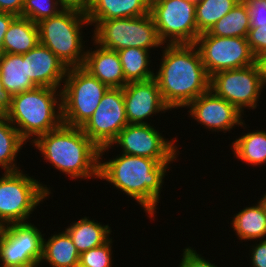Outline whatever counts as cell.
Wrapping results in <instances>:
<instances>
[{
    "instance_id": "6da1fadb",
    "label": "cell",
    "mask_w": 266,
    "mask_h": 267,
    "mask_svg": "<svg viewBox=\"0 0 266 267\" xmlns=\"http://www.w3.org/2000/svg\"><path fill=\"white\" fill-rule=\"evenodd\" d=\"M154 75L164 103L171 109L186 108L210 90V76L195 44L164 45Z\"/></svg>"
},
{
    "instance_id": "7a4b0ae2",
    "label": "cell",
    "mask_w": 266,
    "mask_h": 267,
    "mask_svg": "<svg viewBox=\"0 0 266 267\" xmlns=\"http://www.w3.org/2000/svg\"><path fill=\"white\" fill-rule=\"evenodd\" d=\"M103 160L100 158L99 179L136 200L148 214L147 217L154 219L164 178L170 170V164L176 160H154L123 153L113 159Z\"/></svg>"
},
{
    "instance_id": "3957f363",
    "label": "cell",
    "mask_w": 266,
    "mask_h": 267,
    "mask_svg": "<svg viewBox=\"0 0 266 267\" xmlns=\"http://www.w3.org/2000/svg\"><path fill=\"white\" fill-rule=\"evenodd\" d=\"M31 145L39 150L45 162L70 179L99 178L100 149L81 127L62 123L58 128L35 138Z\"/></svg>"
},
{
    "instance_id": "277c9868",
    "label": "cell",
    "mask_w": 266,
    "mask_h": 267,
    "mask_svg": "<svg viewBox=\"0 0 266 267\" xmlns=\"http://www.w3.org/2000/svg\"><path fill=\"white\" fill-rule=\"evenodd\" d=\"M7 119L29 143L62 123L61 89L35 87L10 97Z\"/></svg>"
},
{
    "instance_id": "5b68a950",
    "label": "cell",
    "mask_w": 266,
    "mask_h": 267,
    "mask_svg": "<svg viewBox=\"0 0 266 267\" xmlns=\"http://www.w3.org/2000/svg\"><path fill=\"white\" fill-rule=\"evenodd\" d=\"M37 25L40 44L49 48L67 68L83 66L87 46L82 29L90 25L84 8L66 6Z\"/></svg>"
},
{
    "instance_id": "8992f818",
    "label": "cell",
    "mask_w": 266,
    "mask_h": 267,
    "mask_svg": "<svg viewBox=\"0 0 266 267\" xmlns=\"http://www.w3.org/2000/svg\"><path fill=\"white\" fill-rule=\"evenodd\" d=\"M51 194L50 186L22 170L0 176V227L28 222L30 214Z\"/></svg>"
},
{
    "instance_id": "52a82bcc",
    "label": "cell",
    "mask_w": 266,
    "mask_h": 267,
    "mask_svg": "<svg viewBox=\"0 0 266 267\" xmlns=\"http://www.w3.org/2000/svg\"><path fill=\"white\" fill-rule=\"evenodd\" d=\"M108 89L107 85L82 66L68 68L61 88L63 123L82 127L92 116Z\"/></svg>"
},
{
    "instance_id": "ba28073f",
    "label": "cell",
    "mask_w": 266,
    "mask_h": 267,
    "mask_svg": "<svg viewBox=\"0 0 266 267\" xmlns=\"http://www.w3.org/2000/svg\"><path fill=\"white\" fill-rule=\"evenodd\" d=\"M93 26L92 41L109 50L136 47L151 51L164 45L150 13L135 18L98 21Z\"/></svg>"
},
{
    "instance_id": "9c48e42d",
    "label": "cell",
    "mask_w": 266,
    "mask_h": 267,
    "mask_svg": "<svg viewBox=\"0 0 266 267\" xmlns=\"http://www.w3.org/2000/svg\"><path fill=\"white\" fill-rule=\"evenodd\" d=\"M150 15L164 45L195 44L200 35L194 1L151 0Z\"/></svg>"
},
{
    "instance_id": "30bf717a",
    "label": "cell",
    "mask_w": 266,
    "mask_h": 267,
    "mask_svg": "<svg viewBox=\"0 0 266 267\" xmlns=\"http://www.w3.org/2000/svg\"><path fill=\"white\" fill-rule=\"evenodd\" d=\"M263 88L265 86L258 62L240 69L222 70L210 76V90L243 114L245 108L253 110L259 106Z\"/></svg>"
},
{
    "instance_id": "8fae6325",
    "label": "cell",
    "mask_w": 266,
    "mask_h": 267,
    "mask_svg": "<svg viewBox=\"0 0 266 267\" xmlns=\"http://www.w3.org/2000/svg\"><path fill=\"white\" fill-rule=\"evenodd\" d=\"M44 236L30 220L0 227L1 267H40Z\"/></svg>"
},
{
    "instance_id": "7c38bea8",
    "label": "cell",
    "mask_w": 266,
    "mask_h": 267,
    "mask_svg": "<svg viewBox=\"0 0 266 267\" xmlns=\"http://www.w3.org/2000/svg\"><path fill=\"white\" fill-rule=\"evenodd\" d=\"M149 124H128L125 126L116 139L100 149V158H104L105 152H109L115 146L121 147V153L139 157L151 158L154 160H177L180 155L177 140L166 139L154 125Z\"/></svg>"
},
{
    "instance_id": "4fadbf2b",
    "label": "cell",
    "mask_w": 266,
    "mask_h": 267,
    "mask_svg": "<svg viewBox=\"0 0 266 267\" xmlns=\"http://www.w3.org/2000/svg\"><path fill=\"white\" fill-rule=\"evenodd\" d=\"M195 45L209 76L222 70L248 67L257 62L247 38L218 37L205 32L198 36Z\"/></svg>"
},
{
    "instance_id": "5bb4252c",
    "label": "cell",
    "mask_w": 266,
    "mask_h": 267,
    "mask_svg": "<svg viewBox=\"0 0 266 267\" xmlns=\"http://www.w3.org/2000/svg\"><path fill=\"white\" fill-rule=\"evenodd\" d=\"M128 124L123 88H109L92 116L81 129L101 149L110 146L120 131Z\"/></svg>"
},
{
    "instance_id": "9a60e30c",
    "label": "cell",
    "mask_w": 266,
    "mask_h": 267,
    "mask_svg": "<svg viewBox=\"0 0 266 267\" xmlns=\"http://www.w3.org/2000/svg\"><path fill=\"white\" fill-rule=\"evenodd\" d=\"M188 115L211 132H224L240 126L247 128L243 116L234 105L216 96L211 90L198 96L188 106Z\"/></svg>"
},
{
    "instance_id": "2e32d148",
    "label": "cell",
    "mask_w": 266,
    "mask_h": 267,
    "mask_svg": "<svg viewBox=\"0 0 266 267\" xmlns=\"http://www.w3.org/2000/svg\"><path fill=\"white\" fill-rule=\"evenodd\" d=\"M126 118L129 124H149L159 112L171 109L164 103L157 81L128 82L123 87ZM163 111V112H162Z\"/></svg>"
},
{
    "instance_id": "e0dca14e",
    "label": "cell",
    "mask_w": 266,
    "mask_h": 267,
    "mask_svg": "<svg viewBox=\"0 0 266 267\" xmlns=\"http://www.w3.org/2000/svg\"><path fill=\"white\" fill-rule=\"evenodd\" d=\"M27 76L37 87L61 89L68 68L46 46L38 43L26 53Z\"/></svg>"
},
{
    "instance_id": "ac0fdd59",
    "label": "cell",
    "mask_w": 266,
    "mask_h": 267,
    "mask_svg": "<svg viewBox=\"0 0 266 267\" xmlns=\"http://www.w3.org/2000/svg\"><path fill=\"white\" fill-rule=\"evenodd\" d=\"M92 44L96 50L93 48L92 51L90 47L86 50L82 67L109 88H123L128 82L118 52L103 48L94 41Z\"/></svg>"
},
{
    "instance_id": "d6986e66",
    "label": "cell",
    "mask_w": 266,
    "mask_h": 267,
    "mask_svg": "<svg viewBox=\"0 0 266 267\" xmlns=\"http://www.w3.org/2000/svg\"><path fill=\"white\" fill-rule=\"evenodd\" d=\"M151 0H89L85 10L89 24L120 18H135L150 13Z\"/></svg>"
},
{
    "instance_id": "ffe728a7",
    "label": "cell",
    "mask_w": 266,
    "mask_h": 267,
    "mask_svg": "<svg viewBox=\"0 0 266 267\" xmlns=\"http://www.w3.org/2000/svg\"><path fill=\"white\" fill-rule=\"evenodd\" d=\"M0 78L10 97L37 87L27 76L26 53L23 55L2 53Z\"/></svg>"
},
{
    "instance_id": "44dd1931",
    "label": "cell",
    "mask_w": 266,
    "mask_h": 267,
    "mask_svg": "<svg viewBox=\"0 0 266 267\" xmlns=\"http://www.w3.org/2000/svg\"><path fill=\"white\" fill-rule=\"evenodd\" d=\"M64 230L71 237L79 254L103 245L110 239L112 232L108 224L98 223L97 220H91L86 216L70 223Z\"/></svg>"
},
{
    "instance_id": "7402d4cb",
    "label": "cell",
    "mask_w": 266,
    "mask_h": 267,
    "mask_svg": "<svg viewBox=\"0 0 266 267\" xmlns=\"http://www.w3.org/2000/svg\"><path fill=\"white\" fill-rule=\"evenodd\" d=\"M38 43V25L28 18L16 16L4 35L3 53L23 55Z\"/></svg>"
},
{
    "instance_id": "603a6c76",
    "label": "cell",
    "mask_w": 266,
    "mask_h": 267,
    "mask_svg": "<svg viewBox=\"0 0 266 267\" xmlns=\"http://www.w3.org/2000/svg\"><path fill=\"white\" fill-rule=\"evenodd\" d=\"M79 258L80 254L66 231L43 239L41 265L46 262L51 267H78Z\"/></svg>"
},
{
    "instance_id": "cb8c5ba5",
    "label": "cell",
    "mask_w": 266,
    "mask_h": 267,
    "mask_svg": "<svg viewBox=\"0 0 266 267\" xmlns=\"http://www.w3.org/2000/svg\"><path fill=\"white\" fill-rule=\"evenodd\" d=\"M232 219L230 224L239 240L256 242L266 237V214L259 201L244 207Z\"/></svg>"
},
{
    "instance_id": "d4e9b609",
    "label": "cell",
    "mask_w": 266,
    "mask_h": 267,
    "mask_svg": "<svg viewBox=\"0 0 266 267\" xmlns=\"http://www.w3.org/2000/svg\"><path fill=\"white\" fill-rule=\"evenodd\" d=\"M234 156L248 165L266 164V131L253 130L237 137L231 144Z\"/></svg>"
},
{
    "instance_id": "484cf974",
    "label": "cell",
    "mask_w": 266,
    "mask_h": 267,
    "mask_svg": "<svg viewBox=\"0 0 266 267\" xmlns=\"http://www.w3.org/2000/svg\"><path fill=\"white\" fill-rule=\"evenodd\" d=\"M27 142L5 115L0 116V169L5 172L21 170L17 166V157Z\"/></svg>"
},
{
    "instance_id": "4316f807",
    "label": "cell",
    "mask_w": 266,
    "mask_h": 267,
    "mask_svg": "<svg viewBox=\"0 0 266 267\" xmlns=\"http://www.w3.org/2000/svg\"><path fill=\"white\" fill-rule=\"evenodd\" d=\"M127 82L148 81L154 78V69L151 64L150 50L129 47L117 51Z\"/></svg>"
},
{
    "instance_id": "83f0119b",
    "label": "cell",
    "mask_w": 266,
    "mask_h": 267,
    "mask_svg": "<svg viewBox=\"0 0 266 267\" xmlns=\"http://www.w3.org/2000/svg\"><path fill=\"white\" fill-rule=\"evenodd\" d=\"M250 18L246 4L241 0L229 13L218 20L208 31L218 37L247 38Z\"/></svg>"
},
{
    "instance_id": "f1b7e54d",
    "label": "cell",
    "mask_w": 266,
    "mask_h": 267,
    "mask_svg": "<svg viewBox=\"0 0 266 267\" xmlns=\"http://www.w3.org/2000/svg\"><path fill=\"white\" fill-rule=\"evenodd\" d=\"M241 0H200L196 2V25L199 34L208 32Z\"/></svg>"
},
{
    "instance_id": "f546056e",
    "label": "cell",
    "mask_w": 266,
    "mask_h": 267,
    "mask_svg": "<svg viewBox=\"0 0 266 267\" xmlns=\"http://www.w3.org/2000/svg\"><path fill=\"white\" fill-rule=\"evenodd\" d=\"M66 6L62 0H24L23 17L37 24L43 19L57 15Z\"/></svg>"
},
{
    "instance_id": "4dcf8cb0",
    "label": "cell",
    "mask_w": 266,
    "mask_h": 267,
    "mask_svg": "<svg viewBox=\"0 0 266 267\" xmlns=\"http://www.w3.org/2000/svg\"><path fill=\"white\" fill-rule=\"evenodd\" d=\"M112 237L103 245L80 254L78 267H112Z\"/></svg>"
},
{
    "instance_id": "1f68e13d",
    "label": "cell",
    "mask_w": 266,
    "mask_h": 267,
    "mask_svg": "<svg viewBox=\"0 0 266 267\" xmlns=\"http://www.w3.org/2000/svg\"><path fill=\"white\" fill-rule=\"evenodd\" d=\"M247 42L249 43V47L256 59L265 54L266 24L250 28L247 35Z\"/></svg>"
},
{
    "instance_id": "d6a6232c",
    "label": "cell",
    "mask_w": 266,
    "mask_h": 267,
    "mask_svg": "<svg viewBox=\"0 0 266 267\" xmlns=\"http://www.w3.org/2000/svg\"><path fill=\"white\" fill-rule=\"evenodd\" d=\"M248 9L250 28L266 24V1L265 0H242Z\"/></svg>"
},
{
    "instance_id": "836d02e7",
    "label": "cell",
    "mask_w": 266,
    "mask_h": 267,
    "mask_svg": "<svg viewBox=\"0 0 266 267\" xmlns=\"http://www.w3.org/2000/svg\"><path fill=\"white\" fill-rule=\"evenodd\" d=\"M182 259L178 267H218L215 266L208 259L204 258L202 254L197 253V250L188 246L183 249Z\"/></svg>"
},
{
    "instance_id": "e575fe53",
    "label": "cell",
    "mask_w": 266,
    "mask_h": 267,
    "mask_svg": "<svg viewBox=\"0 0 266 267\" xmlns=\"http://www.w3.org/2000/svg\"><path fill=\"white\" fill-rule=\"evenodd\" d=\"M249 251L251 267H266V239L257 240Z\"/></svg>"
},
{
    "instance_id": "d590c367",
    "label": "cell",
    "mask_w": 266,
    "mask_h": 267,
    "mask_svg": "<svg viewBox=\"0 0 266 267\" xmlns=\"http://www.w3.org/2000/svg\"><path fill=\"white\" fill-rule=\"evenodd\" d=\"M24 0H0V12L23 17Z\"/></svg>"
},
{
    "instance_id": "8d00e7d4",
    "label": "cell",
    "mask_w": 266,
    "mask_h": 267,
    "mask_svg": "<svg viewBox=\"0 0 266 267\" xmlns=\"http://www.w3.org/2000/svg\"><path fill=\"white\" fill-rule=\"evenodd\" d=\"M15 17L13 14L0 12V55L3 53L4 35Z\"/></svg>"
},
{
    "instance_id": "74e56055",
    "label": "cell",
    "mask_w": 266,
    "mask_h": 267,
    "mask_svg": "<svg viewBox=\"0 0 266 267\" xmlns=\"http://www.w3.org/2000/svg\"><path fill=\"white\" fill-rule=\"evenodd\" d=\"M10 103V96L7 94L3 87V83L0 78V116L5 115Z\"/></svg>"
},
{
    "instance_id": "f35d334b",
    "label": "cell",
    "mask_w": 266,
    "mask_h": 267,
    "mask_svg": "<svg viewBox=\"0 0 266 267\" xmlns=\"http://www.w3.org/2000/svg\"><path fill=\"white\" fill-rule=\"evenodd\" d=\"M257 62L261 69L264 86H266V53L257 59Z\"/></svg>"
},
{
    "instance_id": "ab89813d",
    "label": "cell",
    "mask_w": 266,
    "mask_h": 267,
    "mask_svg": "<svg viewBox=\"0 0 266 267\" xmlns=\"http://www.w3.org/2000/svg\"><path fill=\"white\" fill-rule=\"evenodd\" d=\"M67 6L86 8L89 0H62Z\"/></svg>"
},
{
    "instance_id": "60d3db41",
    "label": "cell",
    "mask_w": 266,
    "mask_h": 267,
    "mask_svg": "<svg viewBox=\"0 0 266 267\" xmlns=\"http://www.w3.org/2000/svg\"><path fill=\"white\" fill-rule=\"evenodd\" d=\"M259 202L263 206L265 214H266V192L264 195H262V198H260Z\"/></svg>"
}]
</instances>
